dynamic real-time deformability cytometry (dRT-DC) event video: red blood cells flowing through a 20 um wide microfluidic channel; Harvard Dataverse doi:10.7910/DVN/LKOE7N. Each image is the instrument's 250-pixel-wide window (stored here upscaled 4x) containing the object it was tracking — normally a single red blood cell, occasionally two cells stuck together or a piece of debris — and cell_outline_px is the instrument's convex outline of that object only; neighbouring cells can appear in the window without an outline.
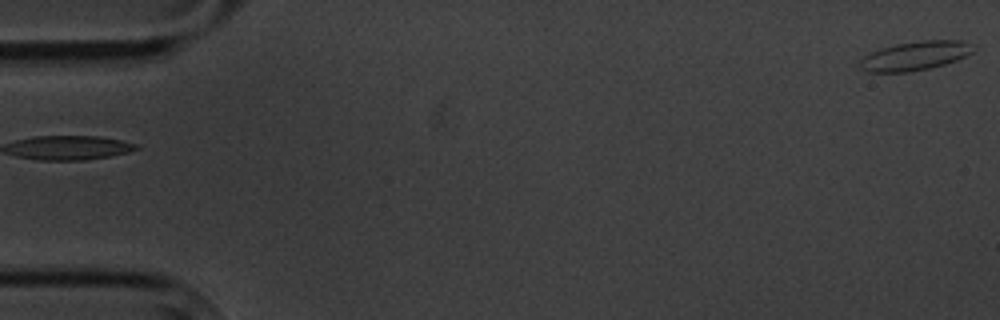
{"species": "common noctule bat (a hibernating species)", "species_latin": "Nyctalus noctula", "temperature_condition": "cold", "stored_images_in_passage": 6, "camera_frame_rate_fps": 3000, "um_per_image_px": 0.085, "animal": {"sex": "male", "body_mass_g": 20.1, "forearm_length_mm": 53.5}, "frame": {"image": 1, "passage_image": 6, "time_ms": 6.333, "image_size_px": [1000, 320], "cell_outline_px": [[976, 48], [972, 52], [956, 60], [944, 64], [928, 68], [908, 72], [868, 72], [860, 68], [856, 64], [864, 56], [880, 48], [896, 44], [924, 40], [960, 40]], "centroid_in_image_um": [77.73, 4.75], "position_along_channel_um": 7.3, "area_um2": 19.02}}